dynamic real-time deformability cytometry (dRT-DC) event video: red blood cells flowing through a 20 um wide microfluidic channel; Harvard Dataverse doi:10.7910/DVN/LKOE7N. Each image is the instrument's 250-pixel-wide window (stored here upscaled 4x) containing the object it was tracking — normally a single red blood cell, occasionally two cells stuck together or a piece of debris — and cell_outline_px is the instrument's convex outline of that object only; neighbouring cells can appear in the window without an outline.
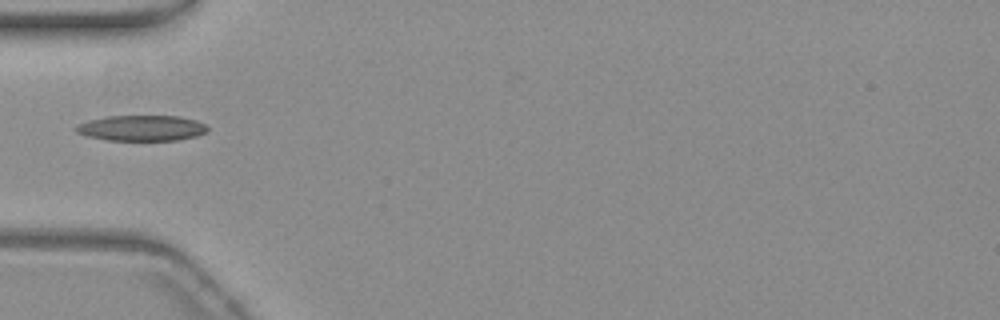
{"species": "common noctule bat (a hibernating species)", "species_latin": "Nyctalus noctula", "temperature_condition": "warm", "stored_images_in_passage": 38, "camera_frame_rate_fps": 3000, "um_per_image_px": 0.085, "animal": {"sex": "female", "body_mass_g": 19.3, "forearm_length_mm": 54.1}, "frame": {"image": 1, "passage_image": 1, "time_ms": 0.0, "image_size_px": [1000, 320], "cell_outline_px": [[208, 132], [196, 136], [180, 140], [108, 140], [88, 136], [76, 132], [76, 124], [88, 120], [104, 116], [180, 116], [196, 120], [204, 124], [208, 128]], "centroid_in_image_um": [12.05, 10.88], "position_along_channel_um": 73.0, "area_um2": 19.71}}
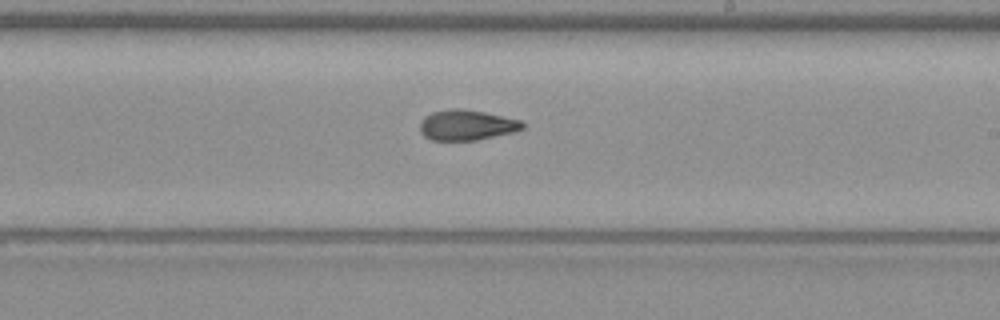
{"frame": {"image": 2, "passage_image": 15, "time_ms": 4.667, "image_size_px": [1000, 320], "cell_outline_px": [[524, 128], [512, 132], [476, 140], [432, 140], [424, 136], [420, 132], [420, 120], [424, 116], [432, 112], [452, 108], [456, 108], [484, 112], [520, 120], [524, 124]], "centroid_in_image_um": [39.62, 10.63], "position_along_channel_um": 249.4, "area_um2": 18.03}}
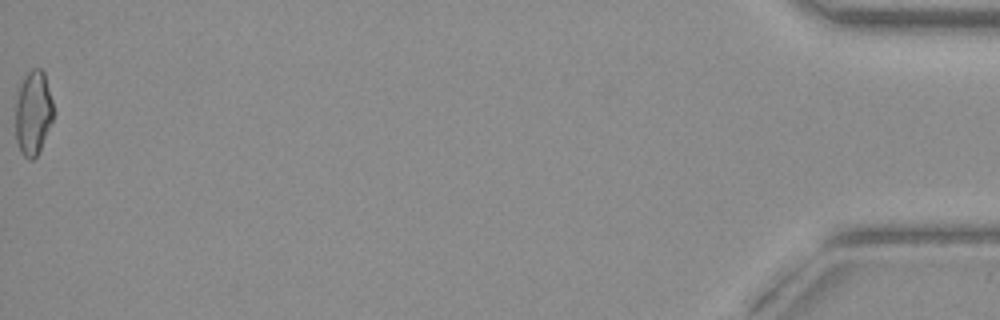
{"frame": {"image": 3, "passage_image": 38, "time_ms": 12.333, "image_size_px": [1000, 320], "cell_outline_px": [[52, 120], [40, 148], [36, 156], [32, 160], [28, 160], [20, 152], [16, 140], [16, 100], [20, 84], [24, 76], [32, 68], [40, 68], [44, 72], [52, 100]], "centroid_in_image_um": [2.8, 9.58], "position_along_channel_um": 432.4, "area_um2": 18.38}}